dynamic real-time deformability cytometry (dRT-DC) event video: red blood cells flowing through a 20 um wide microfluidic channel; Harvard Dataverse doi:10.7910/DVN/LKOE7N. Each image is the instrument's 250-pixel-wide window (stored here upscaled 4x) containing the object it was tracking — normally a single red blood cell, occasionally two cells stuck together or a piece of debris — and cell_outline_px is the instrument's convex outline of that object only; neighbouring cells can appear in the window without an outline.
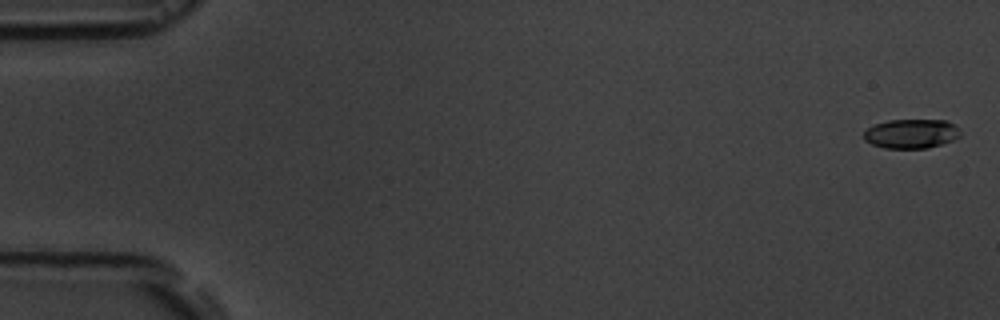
{"species": "common noctule bat (a hibernating species)", "species_latin": "Nyctalus noctula", "temperature_condition": "room temperature", "stored_images_in_passage": 4, "camera_frame_rate_fps": 3000, "um_per_image_px": 0.085, "animal": {"sex": "male", "body_mass_g": 19.5, "forearm_length_mm": 54.6}, "frame": {"image": 1, "passage_image": 1, "time_ms": 0.0, "image_size_px": [1000, 320], "cell_outline_px": [[960, 136], [952, 140], [928, 148], [884, 148], [872, 144], [864, 140], [864, 132], [872, 124], [888, 120], [948, 120], [956, 124], [960, 132]], "centroid_in_image_um": [77.45, 11.35], "position_along_channel_um": 7.5, "area_um2": 16.59}}